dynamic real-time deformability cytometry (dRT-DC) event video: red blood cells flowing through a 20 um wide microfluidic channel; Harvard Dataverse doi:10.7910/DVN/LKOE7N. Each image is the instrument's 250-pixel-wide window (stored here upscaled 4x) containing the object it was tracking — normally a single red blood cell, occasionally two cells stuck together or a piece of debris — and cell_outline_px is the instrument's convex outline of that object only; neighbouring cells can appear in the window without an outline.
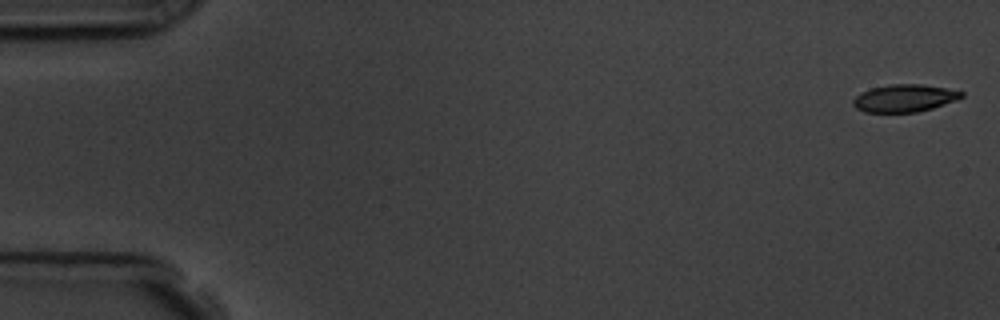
{"species": "common noctule bat (a hibernating species)", "species_latin": "Nyctalus noctula", "temperature_condition": "room temperature", "stored_images_in_passage": 55, "camera_frame_rate_fps": 3000, "um_per_image_px": 0.085, "animal": {"sex": "male", "body_mass_g": 19.5, "forearm_length_mm": 54.6}, "frame": {"image": 1, "passage_image": 1, "time_ms": 0.0, "image_size_px": [1000, 320], "cell_outline_px": [[964, 96], [956, 100], [932, 108], [916, 112], [864, 112], [856, 108], [852, 104], [852, 100], [860, 92], [872, 88], [888, 84], [920, 84], [944, 88], [964, 92]], "centroid_in_image_um": [76.84, 8.34], "position_along_channel_um": 8.2, "area_um2": 17.28}}
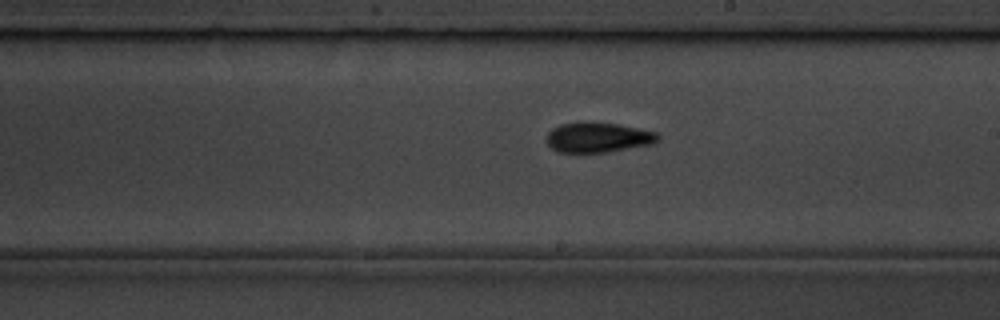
{"frame": {"image": 2, "passage_image": 32, "time_ms": 10.333, "image_size_px": [1000, 320], "cell_outline_px": [[660, 140], [652, 144], [604, 152], [556, 152], [548, 144], [548, 132], [552, 128], [560, 124], [576, 120], [580, 120], [620, 124], [656, 132], [660, 136]], "centroid_in_image_um": [50.82, 11.64], "position_along_channel_um": 238.2, "area_um2": 19.77}}
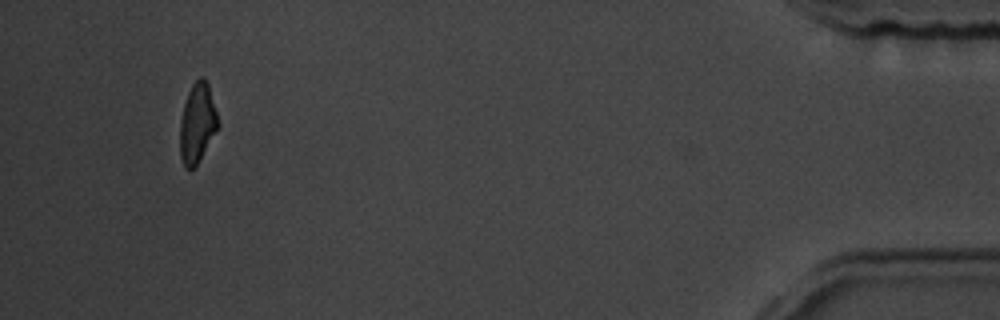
{"frame": {"image": 3, "passage_image": 53, "time_ms": 17.333, "image_size_px": [1000, 320], "cell_outline_px": [[216, 128], [196, 164], [192, 168], [184, 168], [180, 156], [180, 120], [184, 104], [188, 92], [192, 84], [200, 76], [204, 76], [208, 84], [216, 112]], "centroid_in_image_um": [16.72, 10.42], "position_along_channel_um": 418.5, "area_um2": 16.88}}